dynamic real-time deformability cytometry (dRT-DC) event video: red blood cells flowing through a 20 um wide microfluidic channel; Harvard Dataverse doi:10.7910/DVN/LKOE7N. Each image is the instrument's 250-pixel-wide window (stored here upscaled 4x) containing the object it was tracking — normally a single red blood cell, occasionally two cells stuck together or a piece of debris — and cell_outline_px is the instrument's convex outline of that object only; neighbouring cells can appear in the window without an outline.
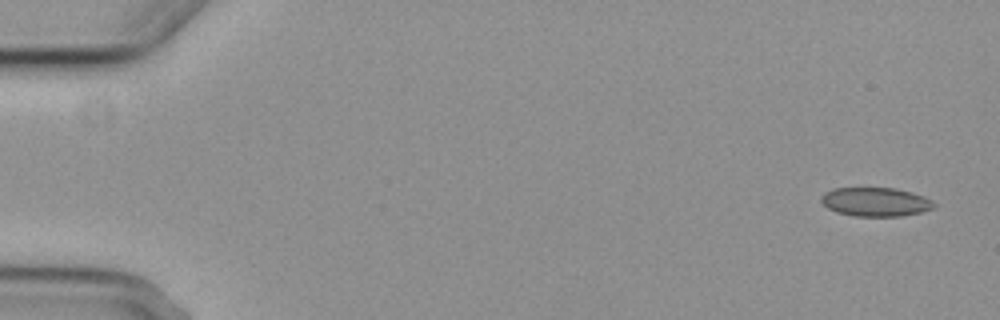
{"species": "common noctule bat (a hibernating species)", "species_latin": "Nyctalus noctula", "temperature_condition": "cold", "stored_images_in_passage": 5, "camera_frame_rate_fps": 3000, "um_per_image_px": 0.085, "animal": {"sex": "female", "body_mass_g": 29.2, "forearm_length_mm": 56.3}, "frame": {"image": 1, "passage_image": 1, "time_ms": 0.0, "image_size_px": [1000, 320], "cell_outline_px": [[936, 204], [932, 208], [920, 212], [900, 216], [852, 216], [836, 212], [828, 208], [820, 200], [820, 196], [824, 192], [832, 188], [892, 188], [912, 192], [924, 196], [932, 200]], "centroid_in_image_um": [74.39, 17.16], "position_along_channel_um": 10.6, "area_um2": 19.02}}
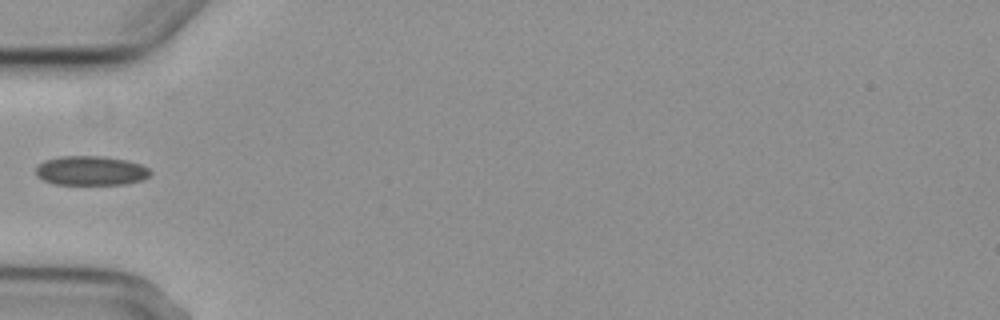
{"frame": {"image": 2, "passage_image": 5, "time_ms": 5.667, "image_size_px": [1000, 320], "cell_outline_px": [[152, 172], [144, 180], [124, 184], [52, 184], [36, 176], [36, 164], [44, 160], [60, 156], [104, 156], [128, 160], [140, 164], [148, 168]], "centroid_in_image_um": [7.71, 14.5], "position_along_channel_um": 77.3, "area_um2": 19.83}}